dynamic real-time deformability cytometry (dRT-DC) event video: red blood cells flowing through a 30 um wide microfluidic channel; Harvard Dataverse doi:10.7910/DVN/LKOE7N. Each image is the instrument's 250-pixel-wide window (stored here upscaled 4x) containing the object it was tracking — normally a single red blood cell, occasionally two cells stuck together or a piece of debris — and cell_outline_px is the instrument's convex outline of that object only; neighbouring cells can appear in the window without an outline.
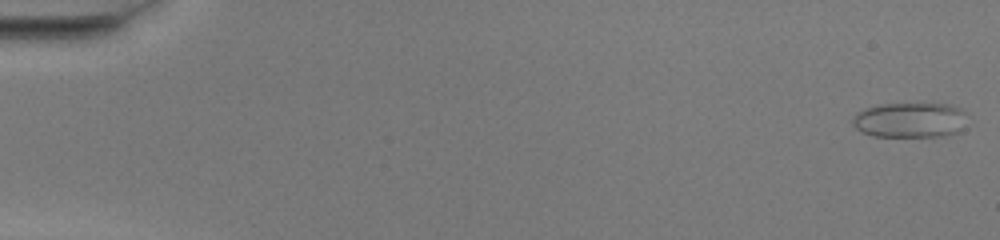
{"species": "common noctule bat (a hibernating species)", "species_latin": "Nyctalus noctula", "temperature_condition": "warm", "stored_images_in_passage": 51, "camera_frame_rate_fps": 3000, "um_per_image_px": 0.085, "animal": {"sex": "female", "body_mass_g": 20.0, "forearm_length_mm": 54.0}, "frame": {"image": 1, "passage_image": 1, "time_ms": 0.0, "image_size_px": [1000, 240], "cell_outline_px": [[964, 128], [960, 132], [944, 136], [872, 136], [860, 132], [852, 124], [852, 120], [856, 112], [864, 108], [880, 104], [952, 104], [960, 108], [964, 112]], "centroid_in_image_um": [77.33, 10.21], "position_along_channel_um": 7.7, "area_um2": 23.64}}
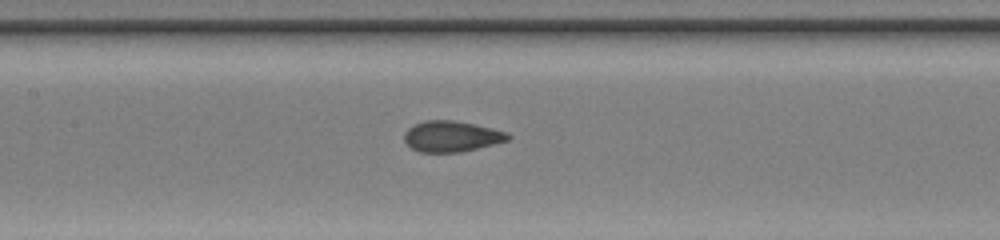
{"frame": {"image": 2, "passage_image": 25, "time_ms": 8.0, "image_size_px": [1000, 240], "cell_outline_px": [[512, 136], [508, 140], [460, 152], [420, 152], [412, 148], [404, 140], [404, 132], [408, 128], [424, 120], [452, 120], [472, 124], [508, 132]], "centroid_in_image_um": [38.36, 11.59], "position_along_channel_um": 169.0, "area_um2": 18.38}}
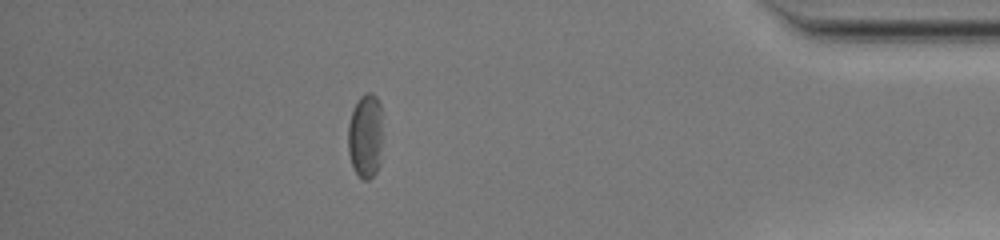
{"frame": {"image": 3, "passage_image": 45, "time_ms": 14.667, "image_size_px": [1000, 240], "cell_outline_px": [[380, 164], [376, 172], [368, 180], [364, 180], [356, 172], [352, 164], [348, 152], [348, 124], [352, 108], [360, 96], [364, 92], [372, 92], [376, 96], [380, 104]], "centroid_in_image_um": [31.03, 11.52], "position_along_channel_um": 404.2, "area_um2": 16.94}, "authors_computed_cell_mechanics": {"area_um2": 19.074, "velocity_mm_per_s": 4.0997, "shape_relaxation_time_tau1_ms": 8.3971, "shape_relaxation_time_tau2_ms": 0.8043, "deformation_change_tau1": 0.1546, "deformation_change_tau2": 0.0603}}